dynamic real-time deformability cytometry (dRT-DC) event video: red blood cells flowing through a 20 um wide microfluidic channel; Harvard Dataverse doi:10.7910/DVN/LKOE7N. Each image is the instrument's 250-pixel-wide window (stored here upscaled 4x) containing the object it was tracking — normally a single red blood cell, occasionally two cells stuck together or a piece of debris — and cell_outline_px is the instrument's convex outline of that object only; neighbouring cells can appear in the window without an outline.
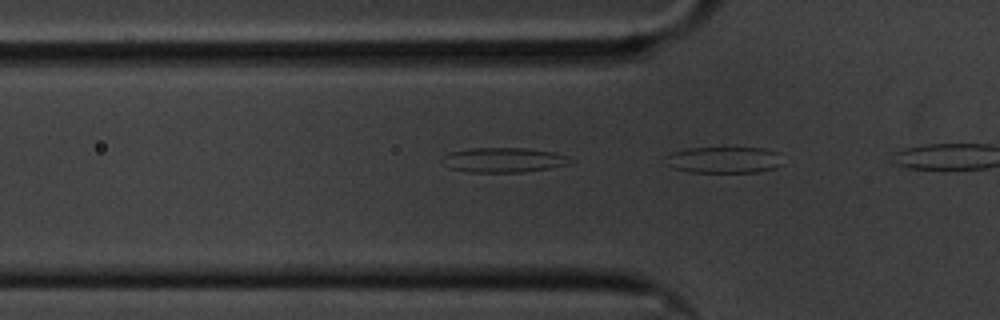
{"species": "common noctule bat (a hibernating species)", "species_latin": "Nyctalus noctula", "temperature_condition": "cold", "stored_images_in_passage": 4, "camera_frame_rate_fps": 3000, "um_per_image_px": 0.085, "animal": {"sex": "male", "body_mass_g": 20.1, "forearm_length_mm": 53.5}, "frame": {"image": 1, "passage_image": 4, "time_ms": 1.0, "image_size_px": [1000, 320], "cell_outline_px": [[784, 164], [772, 168], [756, 172], [688, 172], [672, 168], [664, 164], [668, 156], [672, 152], [688, 148], [764, 148], [780, 152]], "centroid_in_image_um": [61.56, 13.59], "position_along_channel_um": 64.2, "area_um2": 18.21}}